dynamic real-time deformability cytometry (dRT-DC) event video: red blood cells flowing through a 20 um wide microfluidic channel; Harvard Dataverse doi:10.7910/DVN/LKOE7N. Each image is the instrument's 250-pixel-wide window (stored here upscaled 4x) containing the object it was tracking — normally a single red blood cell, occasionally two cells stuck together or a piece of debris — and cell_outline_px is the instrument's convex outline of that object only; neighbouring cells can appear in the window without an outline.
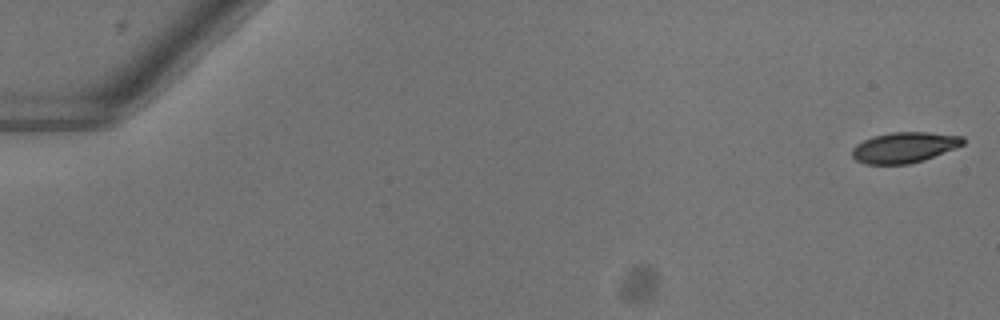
{"species": "common noctule bat (a hibernating species)", "species_latin": "Nyctalus noctula", "temperature_condition": "warm", "stored_images_in_passage": 52, "camera_frame_rate_fps": 3000, "um_per_image_px": 0.085, "animal": {"sex": "female"}, "frame": {"image": 1, "passage_image": 1, "time_ms": 0.0, "image_size_px": [1000, 320], "cell_outline_px": [[964, 144], [956, 148], [924, 160], [908, 164], [864, 164], [856, 160], [852, 156], [852, 148], [856, 144], [872, 136], [892, 132], [928, 132], [964, 136]], "centroid_in_image_um": [76.87, 12.53], "position_along_channel_um": 8.1, "area_um2": 19.88}}
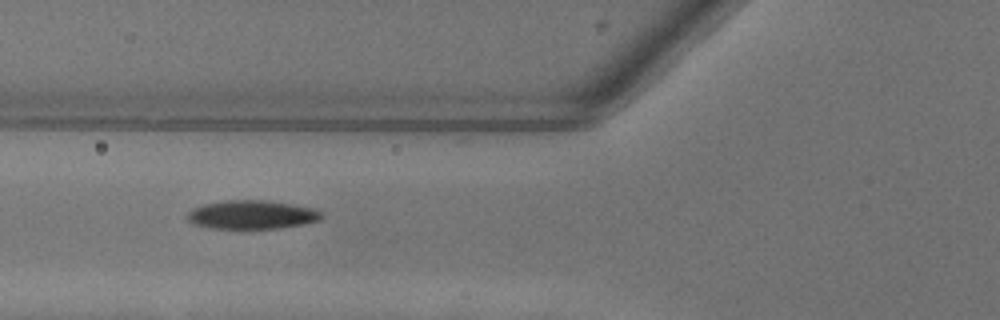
{"frame": {"image": 2, "passage_image": 21, "time_ms": 6.667, "image_size_px": [1000, 320], "cell_outline_px": [[324, 216], [320, 220], [304, 224], [280, 228], [208, 228], [192, 224], [188, 220], [188, 212], [192, 208], [204, 204], [224, 200], [264, 200], [292, 204], [316, 208]], "centroid_in_image_um": [21.42, 18.24], "position_along_channel_um": 104.4, "area_um2": 22.54}}
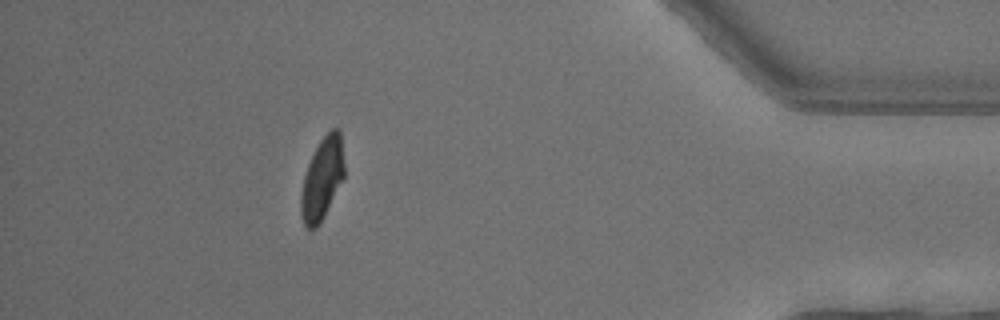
{"frame": {"image": 3, "passage_image": 47, "time_ms": 15.333, "image_size_px": [1000, 320], "cell_outline_px": [[344, 176], [324, 216], [316, 228], [308, 228], [304, 224], [300, 212], [300, 196], [304, 176], [308, 164], [320, 140], [332, 128], [340, 128], [344, 164]], "centroid_in_image_um": [27.38, 15.18], "position_along_channel_um": 407.8, "area_um2": 20.46}, "authors_computed_cell_mechanics": {"area_um2": 22.0796, "velocity_mm_per_s": 4.0548, "shape_relaxation_time_tau1_ms": 3.8706, "shape_relaxation_time_tau2_ms": 2.9391, "deformation_change_tau1": 0.1545, "deformation_change_tau2": 0.075}}